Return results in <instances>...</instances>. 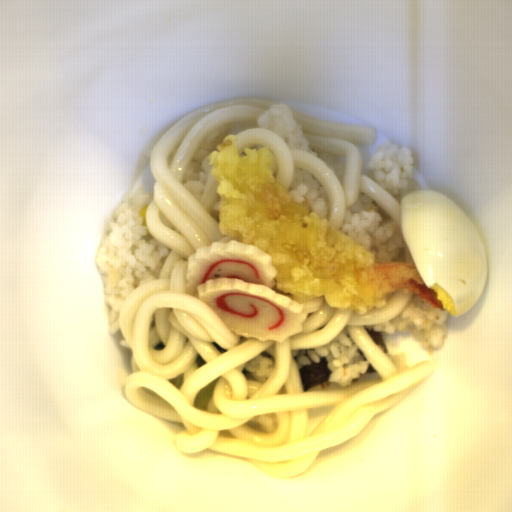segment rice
Here are the masks:
<instances>
[{
	"mask_svg": "<svg viewBox=\"0 0 512 512\" xmlns=\"http://www.w3.org/2000/svg\"><path fill=\"white\" fill-rule=\"evenodd\" d=\"M339 232L351 237L375 256V262L414 264L400 223L366 193H358L355 203L345 209Z\"/></svg>",
	"mask_w": 512,
	"mask_h": 512,
	"instance_id": "2",
	"label": "rice"
},
{
	"mask_svg": "<svg viewBox=\"0 0 512 512\" xmlns=\"http://www.w3.org/2000/svg\"><path fill=\"white\" fill-rule=\"evenodd\" d=\"M153 201L151 189L137 187L121 193L114 218L96 247L94 259L104 281L107 333L110 335L121 330L120 312L126 299L137 288L159 279L172 250L143 226L141 211Z\"/></svg>",
	"mask_w": 512,
	"mask_h": 512,
	"instance_id": "1",
	"label": "rice"
},
{
	"mask_svg": "<svg viewBox=\"0 0 512 512\" xmlns=\"http://www.w3.org/2000/svg\"><path fill=\"white\" fill-rule=\"evenodd\" d=\"M236 122H225L209 135L194 150L189 165L183 177V186L194 196H201L211 170L216 166L210 165L209 155L212 151H218L217 145H221L228 135H234ZM220 152V151H219Z\"/></svg>",
	"mask_w": 512,
	"mask_h": 512,
	"instance_id": "7",
	"label": "rice"
},
{
	"mask_svg": "<svg viewBox=\"0 0 512 512\" xmlns=\"http://www.w3.org/2000/svg\"><path fill=\"white\" fill-rule=\"evenodd\" d=\"M275 368V358L265 349L245 362L241 372L247 380L266 383Z\"/></svg>",
	"mask_w": 512,
	"mask_h": 512,
	"instance_id": "9",
	"label": "rice"
},
{
	"mask_svg": "<svg viewBox=\"0 0 512 512\" xmlns=\"http://www.w3.org/2000/svg\"><path fill=\"white\" fill-rule=\"evenodd\" d=\"M288 195L291 200L298 203L306 201L319 217H324L328 221L331 219L332 212L325 187L305 169L297 167L294 171Z\"/></svg>",
	"mask_w": 512,
	"mask_h": 512,
	"instance_id": "8",
	"label": "rice"
},
{
	"mask_svg": "<svg viewBox=\"0 0 512 512\" xmlns=\"http://www.w3.org/2000/svg\"><path fill=\"white\" fill-rule=\"evenodd\" d=\"M414 167L413 150L392 141L380 146L366 165L371 180L399 204L405 195L420 190L418 183L410 181Z\"/></svg>",
	"mask_w": 512,
	"mask_h": 512,
	"instance_id": "5",
	"label": "rice"
},
{
	"mask_svg": "<svg viewBox=\"0 0 512 512\" xmlns=\"http://www.w3.org/2000/svg\"><path fill=\"white\" fill-rule=\"evenodd\" d=\"M385 356L389 359V361L396 367V369L399 372L407 368H410L407 355H404L402 353L399 355H395L387 351V354Z\"/></svg>",
	"mask_w": 512,
	"mask_h": 512,
	"instance_id": "10",
	"label": "rice"
},
{
	"mask_svg": "<svg viewBox=\"0 0 512 512\" xmlns=\"http://www.w3.org/2000/svg\"><path fill=\"white\" fill-rule=\"evenodd\" d=\"M291 352L298 370L326 357V364L330 370L329 379L306 391L344 388L355 383L362 375H366L372 365L354 341L346 325L324 346L291 349Z\"/></svg>",
	"mask_w": 512,
	"mask_h": 512,
	"instance_id": "3",
	"label": "rice"
},
{
	"mask_svg": "<svg viewBox=\"0 0 512 512\" xmlns=\"http://www.w3.org/2000/svg\"><path fill=\"white\" fill-rule=\"evenodd\" d=\"M450 315L443 306L431 307L411 292L409 305L397 316L386 323L363 326L365 330L377 331L382 335L396 334L399 331L411 332L414 340L423 343L427 350L439 352L449 336Z\"/></svg>",
	"mask_w": 512,
	"mask_h": 512,
	"instance_id": "4",
	"label": "rice"
},
{
	"mask_svg": "<svg viewBox=\"0 0 512 512\" xmlns=\"http://www.w3.org/2000/svg\"><path fill=\"white\" fill-rule=\"evenodd\" d=\"M293 116L291 108L283 102L271 105L268 111L259 115L256 123L258 128L279 135L289 150H302L326 163L343 187L347 158L309 148V139Z\"/></svg>",
	"mask_w": 512,
	"mask_h": 512,
	"instance_id": "6",
	"label": "rice"
}]
</instances>
